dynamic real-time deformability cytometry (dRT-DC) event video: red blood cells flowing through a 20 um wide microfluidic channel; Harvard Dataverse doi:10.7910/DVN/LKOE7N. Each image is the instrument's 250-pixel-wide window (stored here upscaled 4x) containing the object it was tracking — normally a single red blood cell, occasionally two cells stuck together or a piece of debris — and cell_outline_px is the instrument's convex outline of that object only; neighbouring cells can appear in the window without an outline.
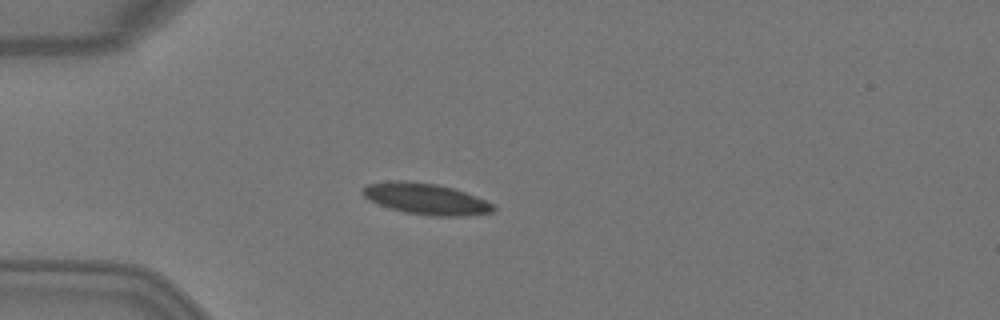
{"species": "Egyptian fruit bat (a non-hibernating species)", "species_latin": "Rousettus aegyptiacus", "temperature_condition": "warm", "stored_images_in_passage": 4, "camera_frame_rate_fps": 3000, "um_per_image_px": 0.085, "animal": {"sex": "female"}, "frame": {"image": 1, "passage_image": 4, "time_ms": 1.0, "image_size_px": [1000, 320], "cell_outline_px": [[496, 212], [464, 216], [432, 216], [404, 212], [388, 208], [368, 200], [360, 192], [360, 188], [368, 184], [392, 180], [408, 180], [436, 184], [452, 188], [476, 196], [496, 204]], "centroid_in_image_um": [36.19, 16.9], "position_along_channel_um": 48.8, "area_um2": 24.16}}